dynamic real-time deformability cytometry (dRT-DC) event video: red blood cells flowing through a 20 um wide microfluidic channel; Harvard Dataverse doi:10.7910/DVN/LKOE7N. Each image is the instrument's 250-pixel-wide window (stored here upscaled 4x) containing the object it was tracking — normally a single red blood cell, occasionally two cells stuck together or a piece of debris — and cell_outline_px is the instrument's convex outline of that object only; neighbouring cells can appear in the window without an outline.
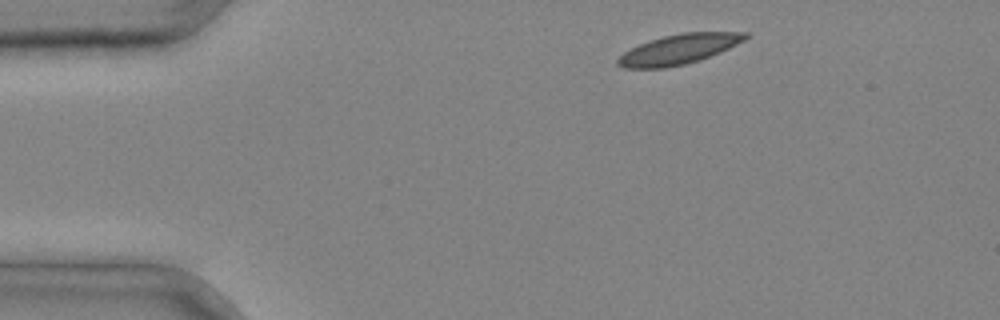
{"species": "common noctule bat (a hibernating species)", "species_latin": "Nyctalus noctula", "temperature_condition": "cold", "stored_images_in_passage": 2, "camera_frame_rate_fps": 3000, "um_per_image_px": 0.085, "animal": {"sex": "male", "body_mass_g": 20.4}, "frame": {"image": 1, "passage_image": 1, "time_ms": 0.0, "image_size_px": [1000, 320], "cell_outline_px": [[748, 36], [744, 40], [720, 52], [700, 60], [684, 64], [664, 68], [624, 68], [616, 64], [616, 60], [624, 52], [648, 40], [664, 36], [684, 32], [748, 32]], "centroid_in_image_um": [57.68, 4.19], "position_along_channel_um": 27.3, "area_um2": 22.02}}